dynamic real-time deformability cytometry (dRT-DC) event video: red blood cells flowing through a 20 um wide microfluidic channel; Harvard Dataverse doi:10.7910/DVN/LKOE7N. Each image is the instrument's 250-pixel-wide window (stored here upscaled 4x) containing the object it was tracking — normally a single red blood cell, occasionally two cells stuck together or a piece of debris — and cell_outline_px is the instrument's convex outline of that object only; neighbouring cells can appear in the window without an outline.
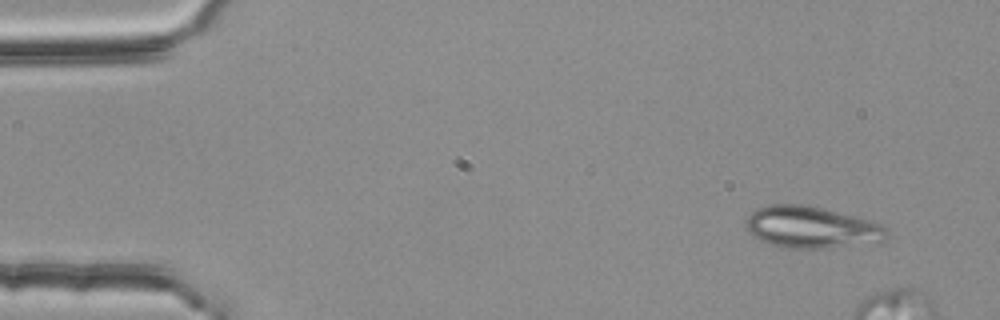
{"species": "common noctule bat (a hibernating species)", "species_latin": "Nyctalus noctula", "temperature_condition": "room temperature", "stored_images_in_passage": 4, "camera_frame_rate_fps": 3000, "um_per_image_px": 0.085, "animal": {"sex": "female", "body_mass_g": 25.1}, "frame": {"image": 1, "passage_image": 1, "time_ms": 0.0, "image_size_px": [1000, 320], "cell_outline_px": [[888, 236], [884, 240], [828, 248], [788, 248], [768, 244], [760, 240], [748, 228], [744, 220], [752, 212], [768, 204], [808, 204], [852, 216], [880, 224], [888, 228]], "centroid_in_image_um": [68.95, 19.31], "position_along_channel_um": 16.1, "area_um2": 33.76}}
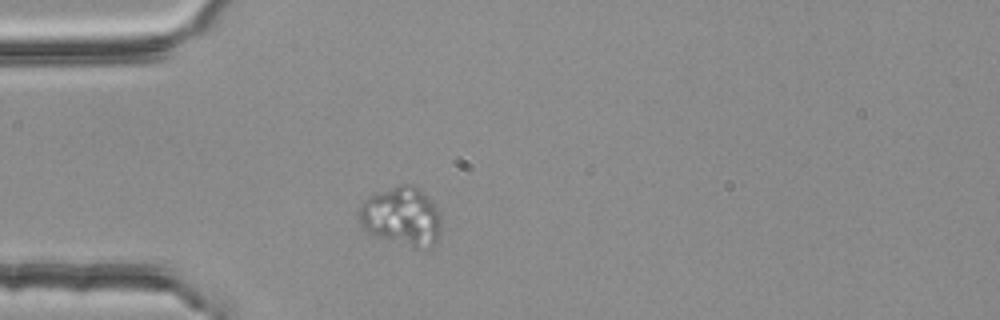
{"frame": {"image": 2, "passage_image": 4, "time_ms": 1.0, "image_size_px": [1000, 320], "cell_outline_px": [[440, 228], [436, 236], [432, 240], [416, 248], [380, 236], [364, 228], [360, 224], [360, 204], [368, 196], [400, 184], [412, 184], [420, 188], [424, 192], [440, 216]], "centroid_in_image_um": [34.09, 18.31], "position_along_channel_um": 50.9, "area_um2": 26.82}}